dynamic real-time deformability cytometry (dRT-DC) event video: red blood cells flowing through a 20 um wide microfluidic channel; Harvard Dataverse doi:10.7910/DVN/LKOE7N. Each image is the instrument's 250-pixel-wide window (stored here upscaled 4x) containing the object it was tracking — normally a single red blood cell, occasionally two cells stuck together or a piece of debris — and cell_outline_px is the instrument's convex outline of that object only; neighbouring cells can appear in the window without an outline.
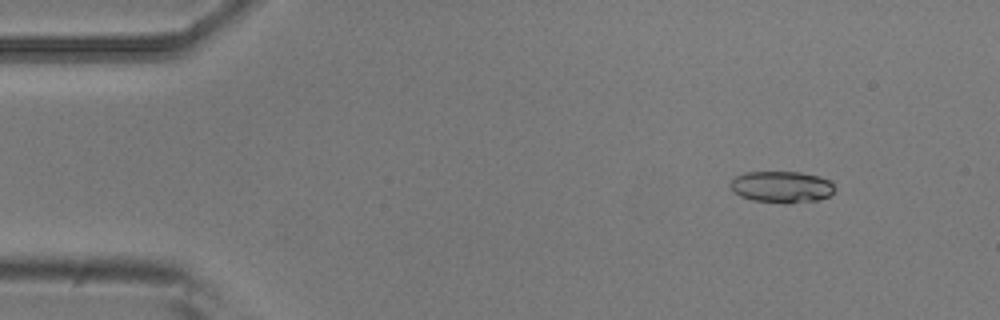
{"species": "common noctule bat (a hibernating species)", "species_latin": "Nyctalus noctula", "temperature_condition": "room temperature", "stored_images_in_passage": 5, "camera_frame_rate_fps": 3000, "um_per_image_px": 0.085, "animal": {"sex": "male", "body_mass_g": 20.5, "forearm_length_mm": 52.5}, "frame": {"image": 1, "passage_image": 1, "time_ms": 0.0, "image_size_px": [1000, 320], "cell_outline_px": [[836, 188], [828, 196], [816, 200], [788, 204], [784, 204], [752, 200], [740, 196], [732, 192], [728, 184], [736, 176], [744, 172], [800, 172], [820, 176], [828, 180]], "centroid_in_image_um": [66.39, 15.89], "position_along_channel_um": 18.6, "area_um2": 19.42}}
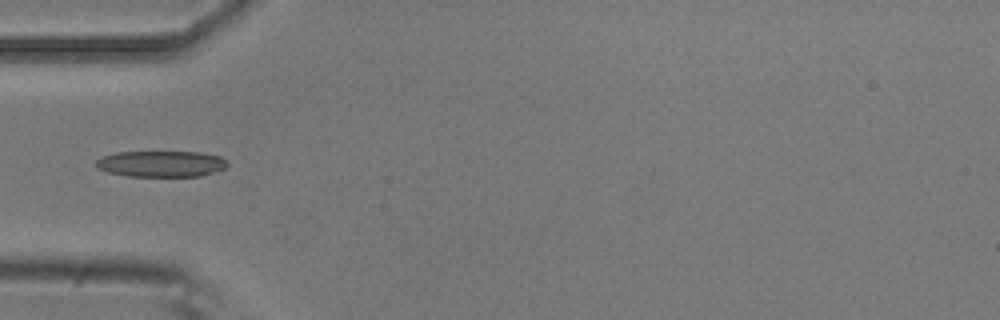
{"frame": {"image": 2, "passage_image": 4, "time_ms": 1.0, "image_size_px": [1000, 320], "cell_outline_px": [[228, 164], [224, 168], [200, 176], [128, 176], [108, 172], [96, 168], [96, 160], [104, 156], [116, 152], [200, 152], [220, 156], [228, 160]], "centroid_in_image_um": [13.7, 13.92], "position_along_channel_um": 71.3, "area_um2": 19.94}}
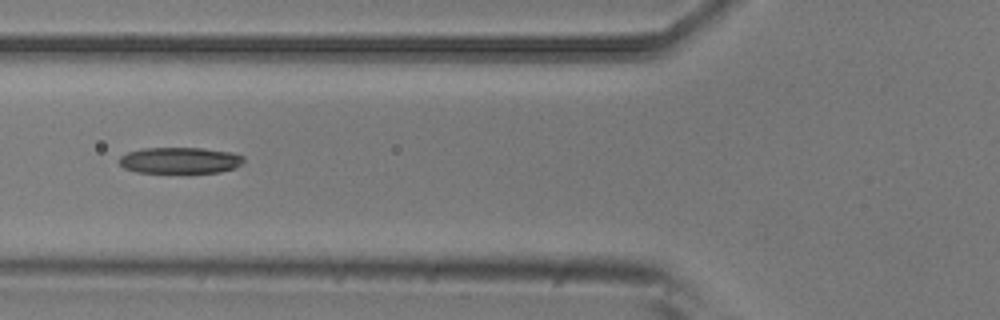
{"frame": {"image": 3, "passage_image": 5, "time_ms": 1.333, "image_size_px": [1000, 320], "cell_outline_px": [[244, 160], [240, 164], [232, 168], [220, 172], [188, 176], [136, 172], [124, 168], [120, 164], [120, 156], [128, 152], [144, 148], [200, 148], [232, 152], [244, 156]], "centroid_in_image_um": [15.29, 13.69], "position_along_channel_um": 110.5, "area_um2": 20.0}}